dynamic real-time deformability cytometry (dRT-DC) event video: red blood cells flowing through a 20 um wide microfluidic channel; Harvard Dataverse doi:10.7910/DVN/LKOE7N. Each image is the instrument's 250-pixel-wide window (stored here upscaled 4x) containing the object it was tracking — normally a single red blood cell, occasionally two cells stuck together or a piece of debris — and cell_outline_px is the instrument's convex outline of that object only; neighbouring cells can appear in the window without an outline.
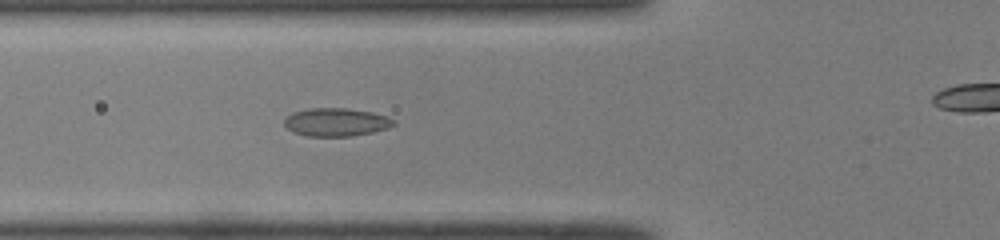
{"species": "common noctule bat (a hibernating species)", "species_latin": "Nyctalus noctula", "temperature_condition": "room temperature", "stored_images_in_passage": 38, "camera_frame_rate_fps": 3000, "um_per_image_px": 0.085, "animal": {"sex": "male", "body_mass_g": 19.0, "forearm_length_mm": 50.8}, "frame": {"image": 1, "passage_image": 13, "time_ms": 4.0, "image_size_px": [1000, 240], "cell_outline_px": [[396, 124], [388, 128], [372, 132], [352, 136], [308, 136], [292, 132], [284, 124], [284, 120], [292, 112], [308, 108], [344, 108], [372, 112], [388, 116]], "centroid_in_image_um": [28.56, 10.38], "position_along_channel_um": 97.2, "area_um2": 17.92}}
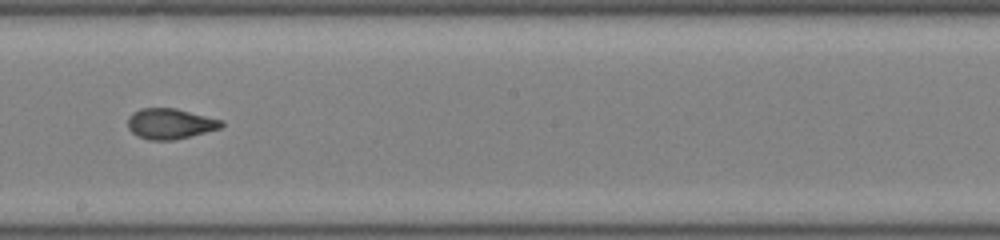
{"frame": {"image": 2, "passage_image": 23, "time_ms": 7.333, "image_size_px": [1000, 240], "cell_outline_px": [[224, 124], [220, 128], [172, 140], [148, 140], [132, 132], [128, 128], [128, 116], [132, 112], [140, 108], [176, 108], [224, 120]], "centroid_in_image_um": [14.45, 10.49], "position_along_channel_um": 233.7, "area_um2": 16.59}}
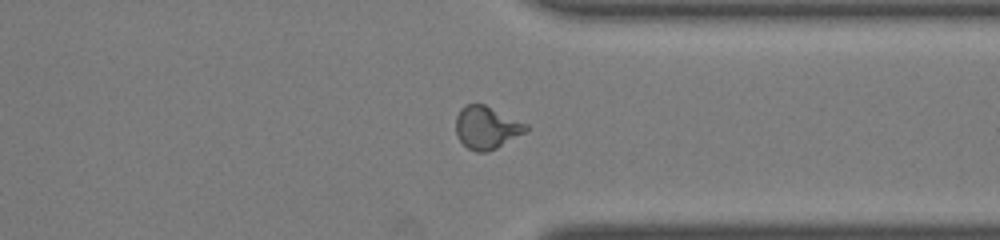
{"frame": {"image": 3, "passage_image": 33, "time_ms": 10.667, "image_size_px": [1000, 240], "cell_outline_px": [[528, 128], [524, 132], [496, 148], [488, 152], [476, 152], [468, 148], [460, 140], [456, 132], [456, 116], [460, 108], [464, 104], [484, 104], [528, 124]], "centroid_in_image_um": [41.33, 10.83], "position_along_channel_um": 370.1, "area_um2": 17.28}}